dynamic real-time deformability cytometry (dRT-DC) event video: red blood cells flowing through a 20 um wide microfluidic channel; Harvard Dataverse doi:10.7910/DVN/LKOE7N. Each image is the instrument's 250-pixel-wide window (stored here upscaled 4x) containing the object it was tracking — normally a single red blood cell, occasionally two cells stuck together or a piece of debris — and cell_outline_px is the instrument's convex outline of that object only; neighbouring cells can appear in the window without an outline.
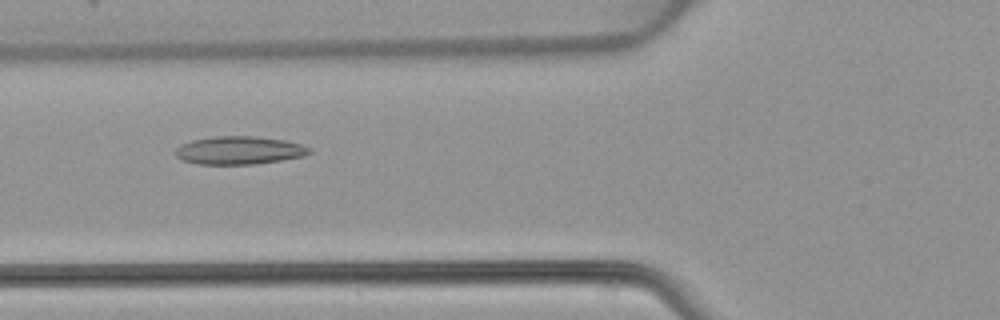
{"species": "common noctule bat (a hibernating species)", "species_latin": "Nyctalus noctula", "temperature_condition": "warm", "stored_images_in_passage": 49, "camera_frame_rate_fps": 3000, "um_per_image_px": 0.085, "animal": {"sex": "female", "body_mass_g": 22.7, "forearm_length_mm": 54.2}, "frame": {"image": 1, "passage_image": 19, "time_ms": 6.0, "image_size_px": [1000, 320], "cell_outline_px": [[312, 152], [304, 156], [256, 164], [196, 164], [180, 160], [176, 156], [176, 148], [180, 144], [192, 140], [212, 136], [256, 136], [284, 140], [300, 144], [312, 148]], "centroid_in_image_um": [20.31, 12.78], "position_along_channel_um": 105.5, "area_um2": 22.08}}
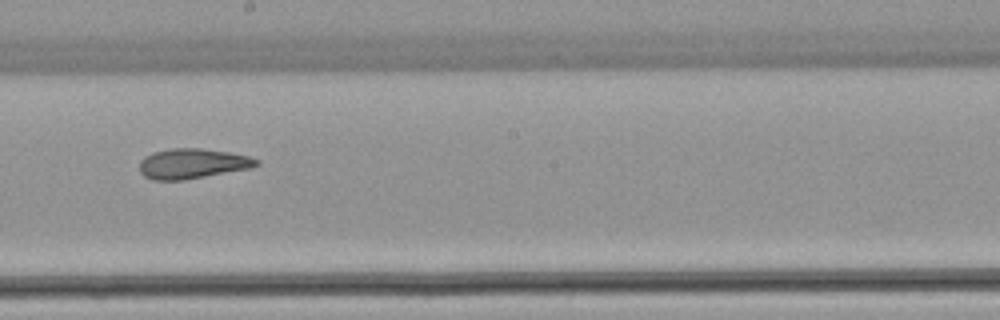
{"frame": {"image": 2, "passage_image": 28, "time_ms": 9.0, "image_size_px": [1000, 320], "cell_outline_px": [[260, 164], [252, 168], [184, 180], [152, 180], [144, 176], [140, 172], [140, 160], [144, 156], [152, 152], [172, 148], [200, 148], [228, 152], [248, 156], [260, 160]], "centroid_in_image_um": [16.35, 13.91], "position_along_channel_um": 231.8, "area_um2": 20.63}}
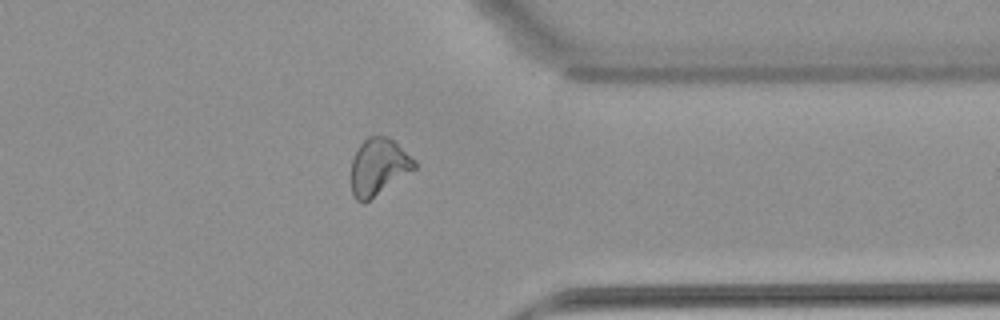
{"frame": {"image": 3, "passage_image": 39, "time_ms": 12.667, "image_size_px": [1000, 320], "cell_outline_px": [[416, 168], [364, 204], [360, 204], [356, 200], [352, 192], [352, 160], [360, 144], [368, 136], [388, 136], [416, 160]], "centroid_in_image_um": [32.17, 14.19], "position_along_channel_um": 379.2, "area_um2": 20.81}}